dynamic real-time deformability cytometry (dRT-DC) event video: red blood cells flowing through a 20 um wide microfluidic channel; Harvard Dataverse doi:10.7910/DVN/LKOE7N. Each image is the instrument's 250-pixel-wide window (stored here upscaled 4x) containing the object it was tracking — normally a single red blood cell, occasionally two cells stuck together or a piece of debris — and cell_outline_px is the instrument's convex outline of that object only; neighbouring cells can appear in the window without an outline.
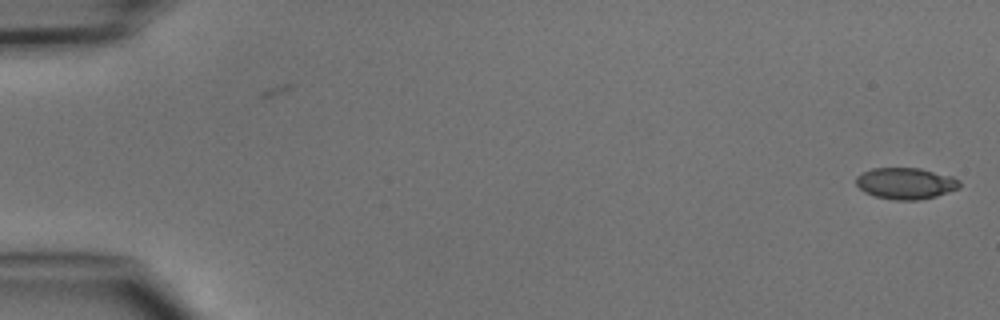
{"species": "common noctule bat (a hibernating species)", "species_latin": "Nyctalus noctula", "temperature_condition": "cold", "stored_images_in_passage": 2, "camera_frame_rate_fps": 3000, "um_per_image_px": 0.085, "animal": {"sex": "male", "body_mass_g": 15.6}, "frame": {"image": 1, "passage_image": 2, "time_ms": 1.0, "image_size_px": [1000, 320], "cell_outline_px": [[960, 188], [936, 196], [920, 200], [896, 200], [876, 196], [864, 192], [856, 184], [856, 176], [860, 172], [872, 168], [920, 168], [952, 176], [960, 180]], "centroid_in_image_um": [76.98, 15.58], "position_along_channel_um": 8.0, "area_um2": 19.07}}